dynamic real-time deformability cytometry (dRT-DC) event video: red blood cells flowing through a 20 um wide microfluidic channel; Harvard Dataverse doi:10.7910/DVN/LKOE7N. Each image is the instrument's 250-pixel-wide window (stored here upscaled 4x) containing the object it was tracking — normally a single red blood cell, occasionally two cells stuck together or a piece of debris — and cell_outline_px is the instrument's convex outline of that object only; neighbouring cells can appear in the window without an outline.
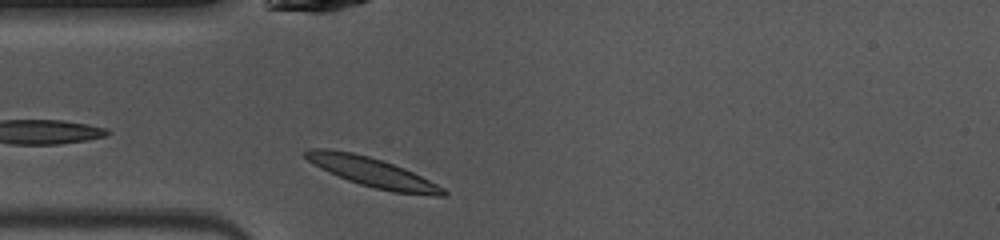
{"species": "common noctule bat (a hibernating species)", "species_latin": "Nyctalus noctula", "temperature_condition": "warm", "stored_images_in_passage": 33, "camera_frame_rate_fps": 3000, "um_per_image_px": 0.085, "animal": {"sex": "female", "body_mass_g": 10.0, "forearm_length_mm": 53.1}, "frame": {"image": 1, "passage_image": 2, "time_ms": 0.333, "image_size_px": [1000, 240], "cell_outline_px": [[448, 196], [436, 196], [392, 192], [360, 184], [348, 180], [328, 172], [320, 168], [308, 160], [304, 156], [304, 152], [308, 148], [328, 148], [352, 152], [368, 156], [404, 168], [444, 188], [448, 192]], "centroid_in_image_um": [31.64, 14.64], "position_along_channel_um": 53.4, "area_um2": 23.35}}
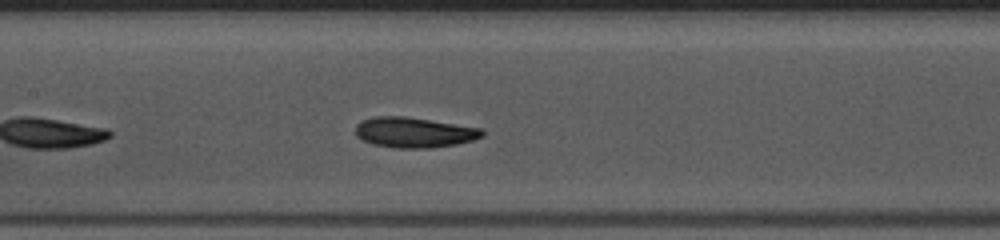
{"frame": {"image": 2, "passage_image": 11, "time_ms": 3.333, "image_size_px": [1000, 240], "cell_outline_px": [[484, 136], [472, 140], [456, 144], [432, 148], [396, 148], [372, 144], [356, 136], [356, 124], [360, 120], [376, 116], [404, 116], [484, 128]], "centroid_in_image_um": [35.21, 11.25], "position_along_channel_um": 172.2, "area_um2": 22.54}}
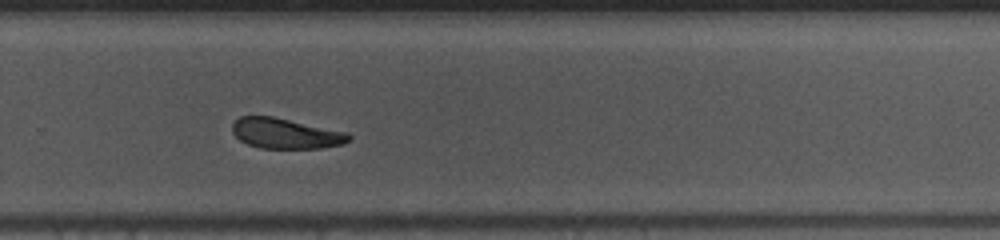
{"frame": {"image": 3, "passage_image": 21, "time_ms": 6.667, "image_size_px": [1000, 240], "cell_outline_px": [[352, 140], [344, 144], [320, 148], [260, 148], [248, 144], [240, 140], [232, 132], [232, 124], [240, 116], [272, 116], [348, 132], [352, 136]], "centroid_in_image_um": [24.31, 11.34], "position_along_channel_um": 305.5, "area_um2": 20.69}, "authors_computed_cell_mechanics": {"area_um2": 21.0392, "velocity_mm_per_s": 4.0131, "shape_relaxation_time_tau1_ms": 3.0485, "shape_relaxation_time_tau2_ms": 2.1889, "deformation_change_tau1": 0.1576, "deformation_change_tau2": 0.0848}}